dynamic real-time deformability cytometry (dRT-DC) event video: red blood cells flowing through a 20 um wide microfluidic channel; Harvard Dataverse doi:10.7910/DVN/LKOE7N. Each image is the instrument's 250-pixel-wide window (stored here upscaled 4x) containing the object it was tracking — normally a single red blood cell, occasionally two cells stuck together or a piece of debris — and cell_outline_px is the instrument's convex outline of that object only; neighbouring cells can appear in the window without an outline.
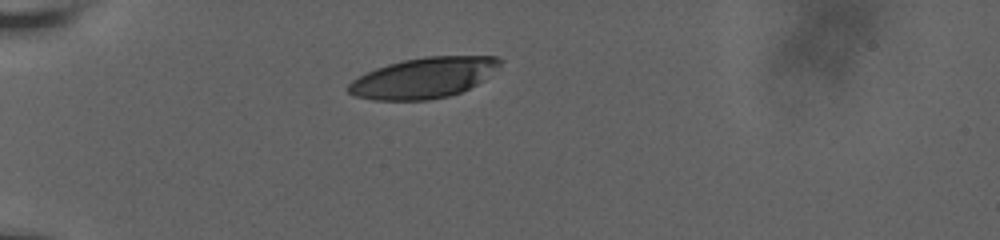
{"species": "human", "species_latin": "Homo sapiens", "temperature_condition": "room temperature", "stored_images_in_passage": 41, "camera_frame_rate_fps": 3000, "um_per_image_px": 0.085, "donor": {"sex": "male"}, "frame": {"image": 1, "passage_image": 1, "time_ms": 0.0, "image_size_px": [1000, 240], "cell_outline_px": [[504, 60], [500, 64], [476, 84], [460, 92], [448, 96], [428, 100], [372, 100], [356, 96], [348, 92], [348, 84], [352, 80], [376, 68], [388, 64], [404, 60], [424, 56], [496, 56]], "centroid_in_image_um": [35.98, 6.61], "position_along_channel_um": 49.0, "area_um2": 35.37}}
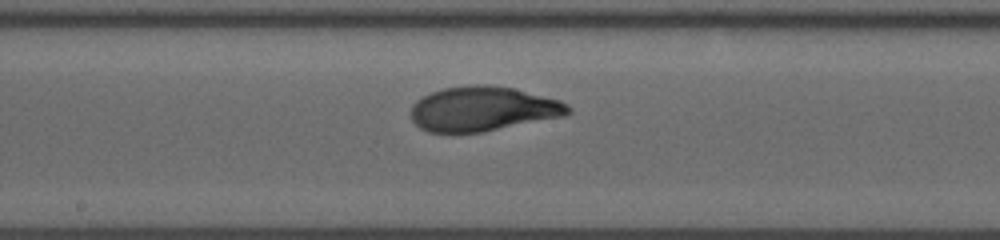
{"frame": {"image": 2, "passage_image": 22, "time_ms": 5.333, "image_size_px": [1000, 240], "cell_outline_px": [[572, 112], [564, 116], [484, 132], [428, 132], [420, 128], [412, 120], [412, 104], [416, 100], [432, 92], [444, 88], [472, 84], [484, 84], [512, 88], [560, 100], [568, 104], [572, 108]], "centroid_in_image_um": [41.06, 9.25], "position_along_channel_um": 207.1, "area_um2": 40.86}}
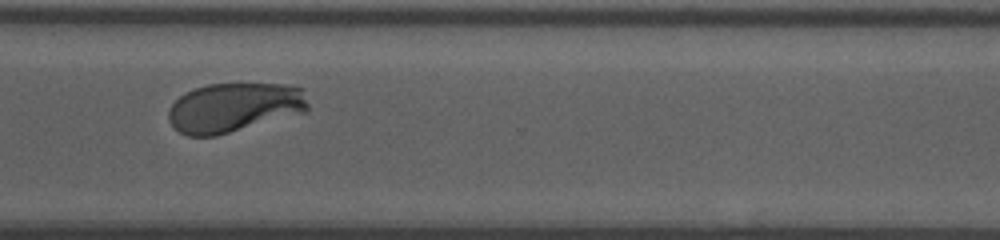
{"frame": {"image": 3, "passage_image": 40, "time_ms": 9.333, "image_size_px": [1000, 240], "cell_outline_px": [[308, 112], [216, 136], [188, 136], [180, 132], [168, 120], [168, 108], [180, 96], [196, 88], [208, 84], [292, 84], [304, 88], [308, 104]], "centroid_in_image_um": [19.96, 9.13], "position_along_channel_um": 350.6, "area_um2": 40.46}}